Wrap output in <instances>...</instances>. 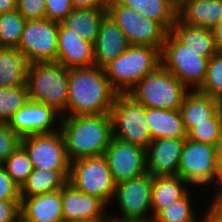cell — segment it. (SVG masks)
I'll use <instances>...</instances> for the list:
<instances>
[{"instance_id":"obj_27","label":"cell","mask_w":222,"mask_h":222,"mask_svg":"<svg viewBox=\"0 0 222 222\" xmlns=\"http://www.w3.org/2000/svg\"><path fill=\"white\" fill-rule=\"evenodd\" d=\"M106 15L107 10L103 8L73 9L61 23L83 40L94 44L100 24Z\"/></svg>"},{"instance_id":"obj_47","label":"cell","mask_w":222,"mask_h":222,"mask_svg":"<svg viewBox=\"0 0 222 222\" xmlns=\"http://www.w3.org/2000/svg\"><path fill=\"white\" fill-rule=\"evenodd\" d=\"M169 4H171L177 11L181 9L182 0H165Z\"/></svg>"},{"instance_id":"obj_13","label":"cell","mask_w":222,"mask_h":222,"mask_svg":"<svg viewBox=\"0 0 222 222\" xmlns=\"http://www.w3.org/2000/svg\"><path fill=\"white\" fill-rule=\"evenodd\" d=\"M58 23L48 20H26L17 49L28 62H56Z\"/></svg>"},{"instance_id":"obj_20","label":"cell","mask_w":222,"mask_h":222,"mask_svg":"<svg viewBox=\"0 0 222 222\" xmlns=\"http://www.w3.org/2000/svg\"><path fill=\"white\" fill-rule=\"evenodd\" d=\"M20 213L35 222H63L61 190L21 198Z\"/></svg>"},{"instance_id":"obj_21","label":"cell","mask_w":222,"mask_h":222,"mask_svg":"<svg viewBox=\"0 0 222 222\" xmlns=\"http://www.w3.org/2000/svg\"><path fill=\"white\" fill-rule=\"evenodd\" d=\"M145 119L151 138H187V132L179 110L146 108Z\"/></svg>"},{"instance_id":"obj_7","label":"cell","mask_w":222,"mask_h":222,"mask_svg":"<svg viewBox=\"0 0 222 222\" xmlns=\"http://www.w3.org/2000/svg\"><path fill=\"white\" fill-rule=\"evenodd\" d=\"M161 66L173 74L189 90H197L203 83L210 58L187 49L170 31L160 50Z\"/></svg>"},{"instance_id":"obj_14","label":"cell","mask_w":222,"mask_h":222,"mask_svg":"<svg viewBox=\"0 0 222 222\" xmlns=\"http://www.w3.org/2000/svg\"><path fill=\"white\" fill-rule=\"evenodd\" d=\"M116 184L147 173L146 149L112 137L103 154Z\"/></svg>"},{"instance_id":"obj_43","label":"cell","mask_w":222,"mask_h":222,"mask_svg":"<svg viewBox=\"0 0 222 222\" xmlns=\"http://www.w3.org/2000/svg\"><path fill=\"white\" fill-rule=\"evenodd\" d=\"M215 190L214 192H211L212 196L210 195V202L215 206L222 207V178H216L215 185L211 187V189L208 190Z\"/></svg>"},{"instance_id":"obj_29","label":"cell","mask_w":222,"mask_h":222,"mask_svg":"<svg viewBox=\"0 0 222 222\" xmlns=\"http://www.w3.org/2000/svg\"><path fill=\"white\" fill-rule=\"evenodd\" d=\"M144 17L159 22L168 32L178 18V11L165 0H118Z\"/></svg>"},{"instance_id":"obj_24","label":"cell","mask_w":222,"mask_h":222,"mask_svg":"<svg viewBox=\"0 0 222 222\" xmlns=\"http://www.w3.org/2000/svg\"><path fill=\"white\" fill-rule=\"evenodd\" d=\"M188 133L196 124L208 122L218 112V99L197 90H190L179 109Z\"/></svg>"},{"instance_id":"obj_44","label":"cell","mask_w":222,"mask_h":222,"mask_svg":"<svg viewBox=\"0 0 222 222\" xmlns=\"http://www.w3.org/2000/svg\"><path fill=\"white\" fill-rule=\"evenodd\" d=\"M214 35V42L217 51H222V18L218 24L212 28Z\"/></svg>"},{"instance_id":"obj_40","label":"cell","mask_w":222,"mask_h":222,"mask_svg":"<svg viewBox=\"0 0 222 222\" xmlns=\"http://www.w3.org/2000/svg\"><path fill=\"white\" fill-rule=\"evenodd\" d=\"M20 213V200H0V222H15Z\"/></svg>"},{"instance_id":"obj_2","label":"cell","mask_w":222,"mask_h":222,"mask_svg":"<svg viewBox=\"0 0 222 222\" xmlns=\"http://www.w3.org/2000/svg\"><path fill=\"white\" fill-rule=\"evenodd\" d=\"M60 131L70 162L103 155L113 137L110 113L61 116Z\"/></svg>"},{"instance_id":"obj_34","label":"cell","mask_w":222,"mask_h":222,"mask_svg":"<svg viewBox=\"0 0 222 222\" xmlns=\"http://www.w3.org/2000/svg\"><path fill=\"white\" fill-rule=\"evenodd\" d=\"M187 138L196 142L219 146L222 142V119L219 111L208 122L196 124Z\"/></svg>"},{"instance_id":"obj_38","label":"cell","mask_w":222,"mask_h":222,"mask_svg":"<svg viewBox=\"0 0 222 222\" xmlns=\"http://www.w3.org/2000/svg\"><path fill=\"white\" fill-rule=\"evenodd\" d=\"M70 0H45L46 19L61 23L73 10Z\"/></svg>"},{"instance_id":"obj_18","label":"cell","mask_w":222,"mask_h":222,"mask_svg":"<svg viewBox=\"0 0 222 222\" xmlns=\"http://www.w3.org/2000/svg\"><path fill=\"white\" fill-rule=\"evenodd\" d=\"M58 63L66 68L94 66L93 43L83 40L73 30L58 23Z\"/></svg>"},{"instance_id":"obj_50","label":"cell","mask_w":222,"mask_h":222,"mask_svg":"<svg viewBox=\"0 0 222 222\" xmlns=\"http://www.w3.org/2000/svg\"><path fill=\"white\" fill-rule=\"evenodd\" d=\"M135 222H155L154 220H149V221H135Z\"/></svg>"},{"instance_id":"obj_22","label":"cell","mask_w":222,"mask_h":222,"mask_svg":"<svg viewBox=\"0 0 222 222\" xmlns=\"http://www.w3.org/2000/svg\"><path fill=\"white\" fill-rule=\"evenodd\" d=\"M178 18L190 26L212 29L222 18V0H185Z\"/></svg>"},{"instance_id":"obj_16","label":"cell","mask_w":222,"mask_h":222,"mask_svg":"<svg viewBox=\"0 0 222 222\" xmlns=\"http://www.w3.org/2000/svg\"><path fill=\"white\" fill-rule=\"evenodd\" d=\"M63 222L108 221V206L67 182L61 189ZM106 208V209H105Z\"/></svg>"},{"instance_id":"obj_35","label":"cell","mask_w":222,"mask_h":222,"mask_svg":"<svg viewBox=\"0 0 222 222\" xmlns=\"http://www.w3.org/2000/svg\"><path fill=\"white\" fill-rule=\"evenodd\" d=\"M197 91L217 99L222 97V51L210 57L205 79Z\"/></svg>"},{"instance_id":"obj_19","label":"cell","mask_w":222,"mask_h":222,"mask_svg":"<svg viewBox=\"0 0 222 222\" xmlns=\"http://www.w3.org/2000/svg\"><path fill=\"white\" fill-rule=\"evenodd\" d=\"M130 46L124 32L106 15L102 20L93 44L94 66L103 68Z\"/></svg>"},{"instance_id":"obj_26","label":"cell","mask_w":222,"mask_h":222,"mask_svg":"<svg viewBox=\"0 0 222 222\" xmlns=\"http://www.w3.org/2000/svg\"><path fill=\"white\" fill-rule=\"evenodd\" d=\"M29 65L17 48L0 47V87L26 85Z\"/></svg>"},{"instance_id":"obj_4","label":"cell","mask_w":222,"mask_h":222,"mask_svg":"<svg viewBox=\"0 0 222 222\" xmlns=\"http://www.w3.org/2000/svg\"><path fill=\"white\" fill-rule=\"evenodd\" d=\"M28 96L66 115L68 102V68L58 62L31 63L27 72Z\"/></svg>"},{"instance_id":"obj_10","label":"cell","mask_w":222,"mask_h":222,"mask_svg":"<svg viewBox=\"0 0 222 222\" xmlns=\"http://www.w3.org/2000/svg\"><path fill=\"white\" fill-rule=\"evenodd\" d=\"M217 160V146L186 138L178 165V176L193 187L192 190L209 189L216 182Z\"/></svg>"},{"instance_id":"obj_11","label":"cell","mask_w":222,"mask_h":222,"mask_svg":"<svg viewBox=\"0 0 222 222\" xmlns=\"http://www.w3.org/2000/svg\"><path fill=\"white\" fill-rule=\"evenodd\" d=\"M130 45H149L161 50L168 31L157 21L150 20L135 10L114 0L108 10Z\"/></svg>"},{"instance_id":"obj_1","label":"cell","mask_w":222,"mask_h":222,"mask_svg":"<svg viewBox=\"0 0 222 222\" xmlns=\"http://www.w3.org/2000/svg\"><path fill=\"white\" fill-rule=\"evenodd\" d=\"M68 102L65 116L110 113L117 92L110 86L103 68L68 69Z\"/></svg>"},{"instance_id":"obj_17","label":"cell","mask_w":222,"mask_h":222,"mask_svg":"<svg viewBox=\"0 0 222 222\" xmlns=\"http://www.w3.org/2000/svg\"><path fill=\"white\" fill-rule=\"evenodd\" d=\"M185 139H154L146 148V169L152 176L178 175Z\"/></svg>"},{"instance_id":"obj_15","label":"cell","mask_w":222,"mask_h":222,"mask_svg":"<svg viewBox=\"0 0 222 222\" xmlns=\"http://www.w3.org/2000/svg\"><path fill=\"white\" fill-rule=\"evenodd\" d=\"M60 120L61 115L53 108L29 99L7 124L22 138L29 135L59 131Z\"/></svg>"},{"instance_id":"obj_6","label":"cell","mask_w":222,"mask_h":222,"mask_svg":"<svg viewBox=\"0 0 222 222\" xmlns=\"http://www.w3.org/2000/svg\"><path fill=\"white\" fill-rule=\"evenodd\" d=\"M151 194L152 176L148 172L116 184L114 200L111 201L109 208L113 206L112 203H115L119 210L116 215L110 208L111 211H108L109 220L114 222L153 220Z\"/></svg>"},{"instance_id":"obj_45","label":"cell","mask_w":222,"mask_h":222,"mask_svg":"<svg viewBox=\"0 0 222 222\" xmlns=\"http://www.w3.org/2000/svg\"><path fill=\"white\" fill-rule=\"evenodd\" d=\"M17 0H0V14L15 10Z\"/></svg>"},{"instance_id":"obj_33","label":"cell","mask_w":222,"mask_h":222,"mask_svg":"<svg viewBox=\"0 0 222 222\" xmlns=\"http://www.w3.org/2000/svg\"><path fill=\"white\" fill-rule=\"evenodd\" d=\"M2 165L19 188L22 187L34 170L27 152L21 145L18 146Z\"/></svg>"},{"instance_id":"obj_9","label":"cell","mask_w":222,"mask_h":222,"mask_svg":"<svg viewBox=\"0 0 222 222\" xmlns=\"http://www.w3.org/2000/svg\"><path fill=\"white\" fill-rule=\"evenodd\" d=\"M68 182L77 190L102 200L108 207L116 189V183L103 155L71 162Z\"/></svg>"},{"instance_id":"obj_23","label":"cell","mask_w":222,"mask_h":222,"mask_svg":"<svg viewBox=\"0 0 222 222\" xmlns=\"http://www.w3.org/2000/svg\"><path fill=\"white\" fill-rule=\"evenodd\" d=\"M178 175L152 177L151 207L153 218L165 207L182 199L192 188Z\"/></svg>"},{"instance_id":"obj_31","label":"cell","mask_w":222,"mask_h":222,"mask_svg":"<svg viewBox=\"0 0 222 222\" xmlns=\"http://www.w3.org/2000/svg\"><path fill=\"white\" fill-rule=\"evenodd\" d=\"M26 19L17 9L0 14V47L17 48Z\"/></svg>"},{"instance_id":"obj_46","label":"cell","mask_w":222,"mask_h":222,"mask_svg":"<svg viewBox=\"0 0 222 222\" xmlns=\"http://www.w3.org/2000/svg\"><path fill=\"white\" fill-rule=\"evenodd\" d=\"M216 178H222V142L218 146V160H217Z\"/></svg>"},{"instance_id":"obj_36","label":"cell","mask_w":222,"mask_h":222,"mask_svg":"<svg viewBox=\"0 0 222 222\" xmlns=\"http://www.w3.org/2000/svg\"><path fill=\"white\" fill-rule=\"evenodd\" d=\"M20 140L7 123L0 122V165L18 148Z\"/></svg>"},{"instance_id":"obj_8","label":"cell","mask_w":222,"mask_h":222,"mask_svg":"<svg viewBox=\"0 0 222 222\" xmlns=\"http://www.w3.org/2000/svg\"><path fill=\"white\" fill-rule=\"evenodd\" d=\"M110 116L113 137L144 149L147 148L152 138L146 123L143 105L136 102L127 93H117Z\"/></svg>"},{"instance_id":"obj_37","label":"cell","mask_w":222,"mask_h":222,"mask_svg":"<svg viewBox=\"0 0 222 222\" xmlns=\"http://www.w3.org/2000/svg\"><path fill=\"white\" fill-rule=\"evenodd\" d=\"M16 9L26 20L46 18L45 0H17Z\"/></svg>"},{"instance_id":"obj_32","label":"cell","mask_w":222,"mask_h":222,"mask_svg":"<svg viewBox=\"0 0 222 222\" xmlns=\"http://www.w3.org/2000/svg\"><path fill=\"white\" fill-rule=\"evenodd\" d=\"M29 100L26 85L0 87V122L8 123L11 117Z\"/></svg>"},{"instance_id":"obj_12","label":"cell","mask_w":222,"mask_h":222,"mask_svg":"<svg viewBox=\"0 0 222 222\" xmlns=\"http://www.w3.org/2000/svg\"><path fill=\"white\" fill-rule=\"evenodd\" d=\"M20 145L27 152L34 169L70 171L71 162L60 130L22 137Z\"/></svg>"},{"instance_id":"obj_5","label":"cell","mask_w":222,"mask_h":222,"mask_svg":"<svg viewBox=\"0 0 222 222\" xmlns=\"http://www.w3.org/2000/svg\"><path fill=\"white\" fill-rule=\"evenodd\" d=\"M190 90L161 65L127 92L146 108L179 110Z\"/></svg>"},{"instance_id":"obj_3","label":"cell","mask_w":222,"mask_h":222,"mask_svg":"<svg viewBox=\"0 0 222 222\" xmlns=\"http://www.w3.org/2000/svg\"><path fill=\"white\" fill-rule=\"evenodd\" d=\"M160 65V49L149 45H130L103 70L117 93H127Z\"/></svg>"},{"instance_id":"obj_25","label":"cell","mask_w":222,"mask_h":222,"mask_svg":"<svg viewBox=\"0 0 222 222\" xmlns=\"http://www.w3.org/2000/svg\"><path fill=\"white\" fill-rule=\"evenodd\" d=\"M170 32L187 49L198 52V55L202 57L210 58L218 52L212 29L190 26L177 18Z\"/></svg>"},{"instance_id":"obj_30","label":"cell","mask_w":222,"mask_h":222,"mask_svg":"<svg viewBox=\"0 0 222 222\" xmlns=\"http://www.w3.org/2000/svg\"><path fill=\"white\" fill-rule=\"evenodd\" d=\"M191 192L194 191H189L182 199L163 208L153 220L155 222H200L203 219L202 213L199 217L196 216V209L193 207L195 201L191 200L194 196H191L193 195Z\"/></svg>"},{"instance_id":"obj_28","label":"cell","mask_w":222,"mask_h":222,"mask_svg":"<svg viewBox=\"0 0 222 222\" xmlns=\"http://www.w3.org/2000/svg\"><path fill=\"white\" fill-rule=\"evenodd\" d=\"M70 171H43L34 169L20 188V198L61 190L68 182Z\"/></svg>"},{"instance_id":"obj_48","label":"cell","mask_w":222,"mask_h":222,"mask_svg":"<svg viewBox=\"0 0 222 222\" xmlns=\"http://www.w3.org/2000/svg\"><path fill=\"white\" fill-rule=\"evenodd\" d=\"M15 222H35V221H32L28 218H26L24 215H22L21 213L18 214V216L16 217V220Z\"/></svg>"},{"instance_id":"obj_49","label":"cell","mask_w":222,"mask_h":222,"mask_svg":"<svg viewBox=\"0 0 222 222\" xmlns=\"http://www.w3.org/2000/svg\"><path fill=\"white\" fill-rule=\"evenodd\" d=\"M218 111L222 119V97L218 99Z\"/></svg>"},{"instance_id":"obj_51","label":"cell","mask_w":222,"mask_h":222,"mask_svg":"<svg viewBox=\"0 0 222 222\" xmlns=\"http://www.w3.org/2000/svg\"><path fill=\"white\" fill-rule=\"evenodd\" d=\"M84 222H106V221H84Z\"/></svg>"},{"instance_id":"obj_39","label":"cell","mask_w":222,"mask_h":222,"mask_svg":"<svg viewBox=\"0 0 222 222\" xmlns=\"http://www.w3.org/2000/svg\"><path fill=\"white\" fill-rule=\"evenodd\" d=\"M0 200H21L20 188L0 165Z\"/></svg>"},{"instance_id":"obj_42","label":"cell","mask_w":222,"mask_h":222,"mask_svg":"<svg viewBox=\"0 0 222 222\" xmlns=\"http://www.w3.org/2000/svg\"><path fill=\"white\" fill-rule=\"evenodd\" d=\"M208 206L202 210H206L202 213L203 220L205 222H222V207L215 206L211 202H206Z\"/></svg>"},{"instance_id":"obj_41","label":"cell","mask_w":222,"mask_h":222,"mask_svg":"<svg viewBox=\"0 0 222 222\" xmlns=\"http://www.w3.org/2000/svg\"><path fill=\"white\" fill-rule=\"evenodd\" d=\"M74 9L103 8L108 10L114 0H70Z\"/></svg>"}]
</instances>
